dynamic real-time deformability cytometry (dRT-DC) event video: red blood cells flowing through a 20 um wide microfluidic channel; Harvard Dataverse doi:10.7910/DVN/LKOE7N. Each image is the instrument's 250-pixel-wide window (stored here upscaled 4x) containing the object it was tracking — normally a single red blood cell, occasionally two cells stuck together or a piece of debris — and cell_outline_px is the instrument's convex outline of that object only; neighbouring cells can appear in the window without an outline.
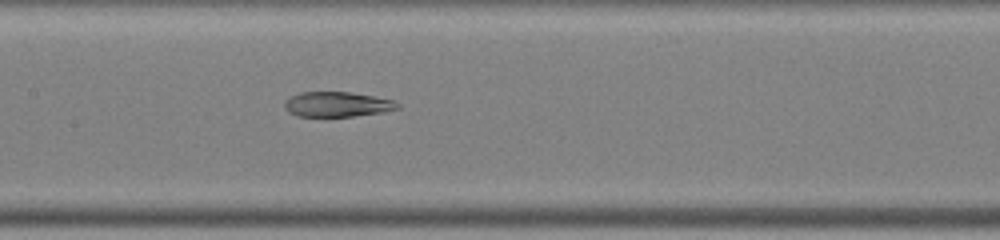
{"species": "common noctule bat (a hibernating species)", "species_latin": "Nyctalus noctula", "temperature_condition": "warm", "stored_images_in_passage": 49, "segment_of_instrument_passage": [2, 2], "camera_frame_rate_fps": 3000, "um_per_image_px": 0.085, "animal": {"sex": "male", "body_mass_g": 19.0, "forearm_length_mm": 50.8}, "frame": {"image": 1, "passage_image": 24, "time_ms": 7.667, "image_size_px": [1000, 240], "cell_outline_px": [[400, 108], [380, 112], [352, 116], [296, 116], [288, 112], [284, 108], [284, 100], [288, 96], [300, 92], [352, 92], [396, 100], [400, 104]], "centroid_in_image_um": [28.63, 8.85], "position_along_channel_um": 178.8, "area_um2": 16.65}}
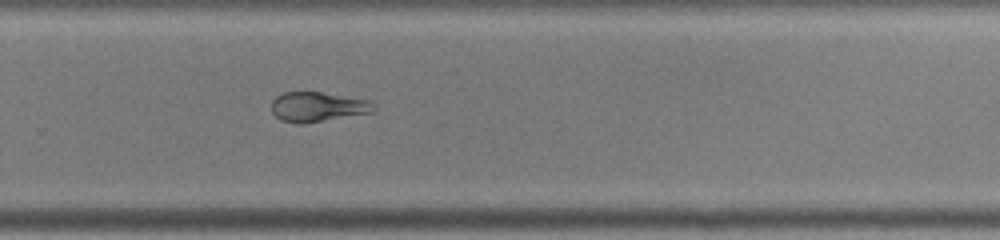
{"frame": {"image": 2, "passage_image": 33, "time_ms": 10.667, "image_size_px": [1000, 240], "cell_outline_px": [[376, 108], [372, 112], [300, 124], [296, 124], [280, 120], [272, 112], [272, 100], [276, 96], [284, 92], [320, 92], [372, 100], [376, 104]], "centroid_in_image_um": [27.01, 9.07], "position_along_channel_um": 302.8, "area_um2": 17.74}}
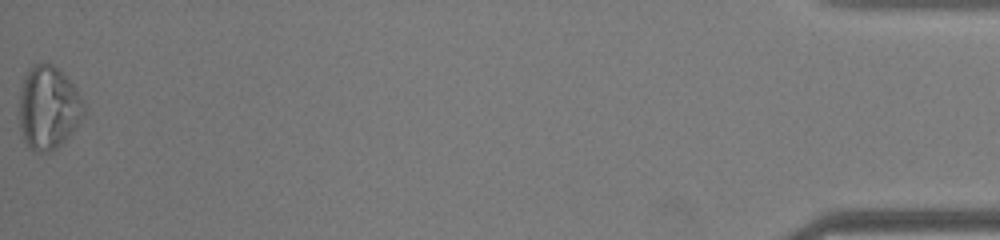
{"frame": {"image": 3, "passage_image": 49, "time_ms": 16.0, "image_size_px": [1000, 240], "cell_outline_px": [[84, 116], [72, 132], [52, 152], [36, 152], [24, 140], [20, 128], [20, 88], [24, 76], [28, 68], [32, 64], [52, 64], [76, 88], [84, 104]], "centroid_in_image_um": [4.1, 9.16], "position_along_channel_um": 431.1, "area_um2": 31.04}}